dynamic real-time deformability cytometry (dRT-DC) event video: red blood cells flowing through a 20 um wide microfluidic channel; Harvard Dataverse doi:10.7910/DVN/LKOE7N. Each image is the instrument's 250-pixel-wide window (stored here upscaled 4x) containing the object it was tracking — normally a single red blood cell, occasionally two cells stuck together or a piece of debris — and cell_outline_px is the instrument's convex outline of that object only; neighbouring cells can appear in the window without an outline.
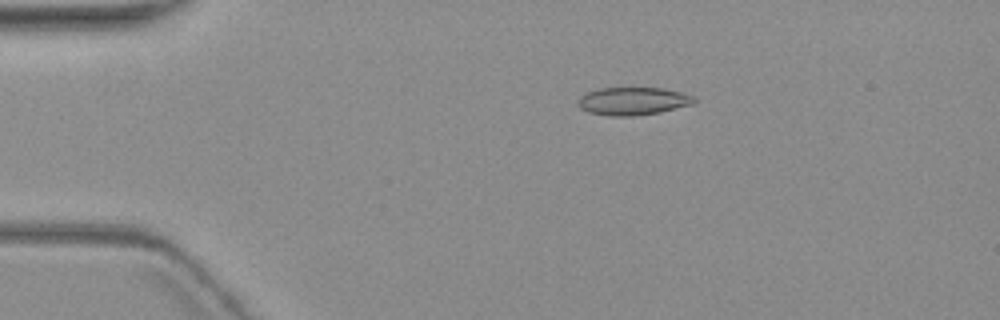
{"species": "common noctule bat (a hibernating species)", "species_latin": "Nyctalus noctula", "temperature_condition": "warm", "stored_images_in_passage": 6, "camera_frame_rate_fps": 3000, "um_per_image_px": 0.085, "animal": {"sex": "female", "body_mass_g": 19.3, "forearm_length_mm": 54.1}, "frame": {"image": 1, "passage_image": 1, "time_ms": 0.0, "image_size_px": [1000, 320], "cell_outline_px": [[696, 100], [692, 104], [660, 112], [632, 116], [612, 116], [588, 112], [580, 108], [576, 104], [580, 96], [588, 92], [600, 88], [664, 88], [696, 96]], "centroid_in_image_um": [53.79, 8.59], "position_along_channel_um": 31.2, "area_um2": 18.84}}
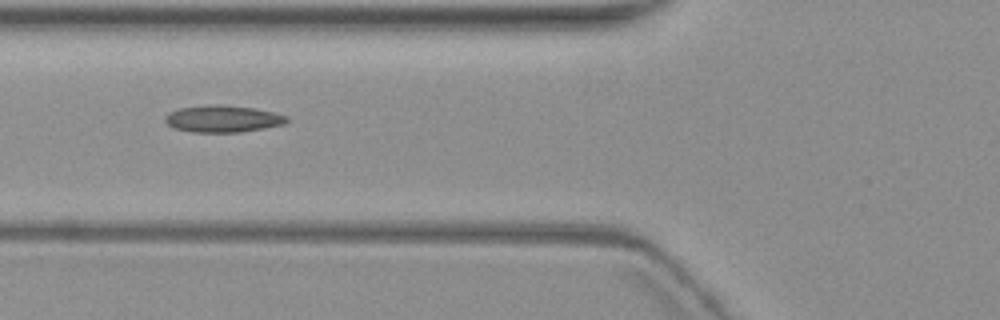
{"frame": {"image": 2, "passage_image": 4, "time_ms": 3.667, "image_size_px": [1000, 320], "cell_outline_px": [[288, 120], [284, 124], [264, 128], [240, 132], [192, 132], [176, 128], [168, 124], [164, 120], [164, 116], [168, 112], [180, 108], [216, 104], [220, 104], [252, 108], [272, 112], [288, 116]], "centroid_in_image_um": [18.92, 10.1], "position_along_channel_um": 106.9, "area_um2": 18.9}}
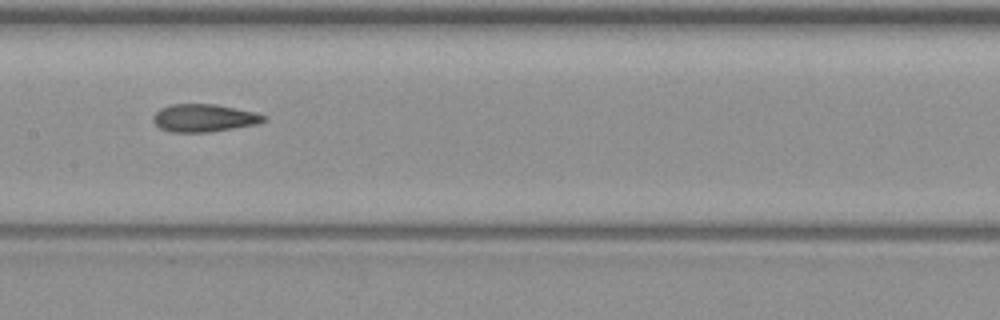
{"frame": {"image": 3, "passage_image": 6, "time_ms": 6.0, "image_size_px": [1000, 320], "cell_outline_px": [[264, 120], [252, 124], [232, 128], [208, 132], [172, 132], [160, 128], [152, 120], [152, 116], [160, 108], [172, 104], [216, 104], [256, 112], [264, 116]], "centroid_in_image_um": [17.26, 10.01], "position_along_channel_um": 190.1, "area_um2": 17.57}}